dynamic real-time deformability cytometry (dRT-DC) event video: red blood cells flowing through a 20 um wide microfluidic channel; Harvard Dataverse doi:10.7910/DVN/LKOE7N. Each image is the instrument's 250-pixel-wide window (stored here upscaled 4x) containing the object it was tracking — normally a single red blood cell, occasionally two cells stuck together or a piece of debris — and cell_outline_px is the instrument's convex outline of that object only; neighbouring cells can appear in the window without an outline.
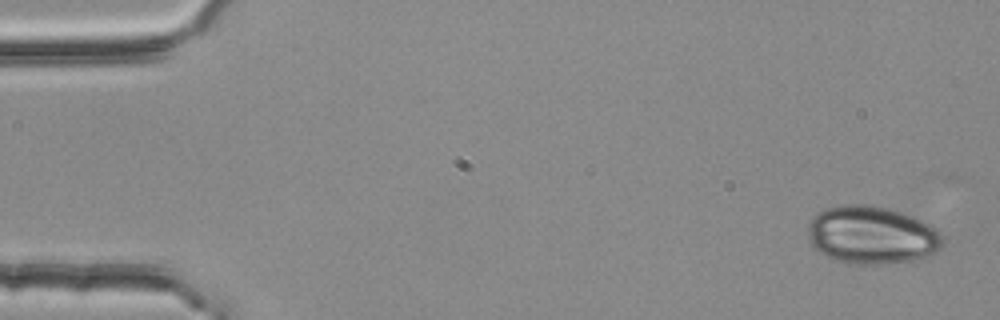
{"species": "common noctule bat (a hibernating species)", "species_latin": "Nyctalus noctula", "temperature_condition": "room temperature", "stored_images_in_passage": 4, "camera_frame_rate_fps": 3000, "um_per_image_px": 0.085, "animal": {"sex": "female", "body_mass_g": 25.1}, "frame": {"image": 1, "passage_image": 1, "time_ms": 0.0, "image_size_px": [1000, 320], "cell_outline_px": [[944, 244], [936, 252], [928, 256], [912, 260], [884, 264], [852, 264], [832, 260], [820, 252], [812, 244], [808, 236], [808, 224], [812, 216], [816, 212], [828, 208], [848, 204], [868, 204], [888, 208], [904, 212], [928, 224], [940, 232], [944, 240]], "centroid_in_image_um": [74.09, 19.98], "position_along_channel_um": 10.9, "area_um2": 45.78}}